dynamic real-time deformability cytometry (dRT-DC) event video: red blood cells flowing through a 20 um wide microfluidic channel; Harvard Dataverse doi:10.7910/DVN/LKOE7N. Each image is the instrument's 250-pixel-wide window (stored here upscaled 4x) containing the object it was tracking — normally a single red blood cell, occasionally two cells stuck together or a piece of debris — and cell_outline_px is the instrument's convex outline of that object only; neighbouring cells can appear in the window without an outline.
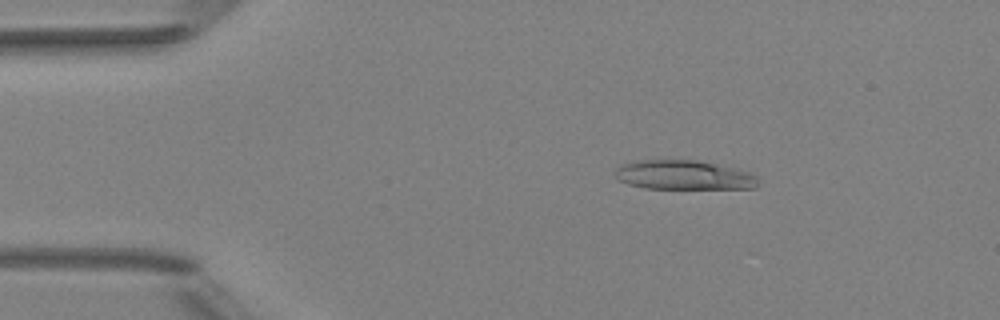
{"species": "Egyptian fruit bat (a non-hibernating species)", "species_latin": "Rousettus aegyptiacus", "temperature_condition": "room temperature", "stored_images_in_passage": 4, "camera_frame_rate_fps": 3000, "um_per_image_px": 0.085, "animal": {"sex": "female"}, "frame": {"image": 1, "passage_image": 3, "time_ms": 2.333, "image_size_px": [1000, 320], "cell_outline_px": [[756, 188], [644, 188], [628, 184], [620, 180], [616, 176], [616, 168], [620, 164], [636, 160], [696, 160], [732, 168], [748, 172], [756, 176]], "centroid_in_image_um": [58.05, 14.87], "position_along_channel_um": 26.9, "area_um2": 24.04}}